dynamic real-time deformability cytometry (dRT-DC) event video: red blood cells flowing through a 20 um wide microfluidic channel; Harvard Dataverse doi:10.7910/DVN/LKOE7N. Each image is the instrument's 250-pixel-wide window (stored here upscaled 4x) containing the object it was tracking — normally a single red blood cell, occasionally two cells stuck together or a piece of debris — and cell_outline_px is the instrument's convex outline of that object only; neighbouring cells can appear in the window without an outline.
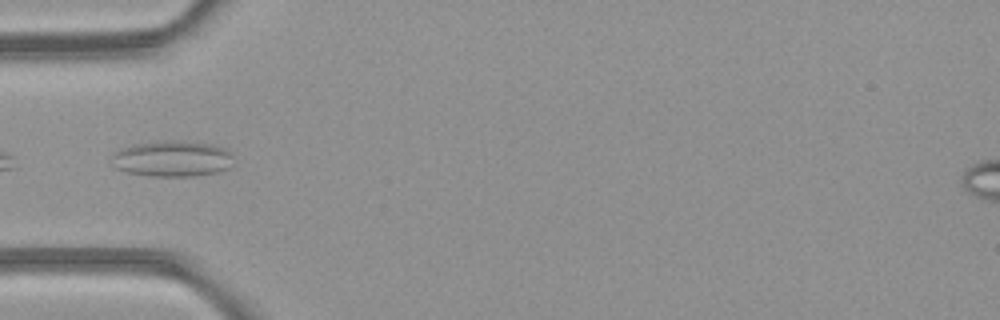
{"species": "common noctule bat (a hibernating species)", "species_latin": "Nyctalus noctula", "temperature_condition": "room temperature", "stored_images_in_passage": 4, "camera_frame_rate_fps": 3000, "um_per_image_px": 0.085, "animal": {"sex": "female", "body_mass_g": 21.9}, "frame": {"image": 1, "passage_image": 3, "time_ms": 3.333, "image_size_px": [1000, 320], "cell_outline_px": [[232, 156], [228, 168], [216, 172], [196, 176], [148, 176], [128, 172], [116, 168], [112, 156], [112, 152], [120, 148], [132, 144], [160, 140], [172, 140], [208, 144], [228, 148]], "centroid_in_image_um": [14.61, 13.48], "position_along_channel_um": 70.4, "area_um2": 25.55}}